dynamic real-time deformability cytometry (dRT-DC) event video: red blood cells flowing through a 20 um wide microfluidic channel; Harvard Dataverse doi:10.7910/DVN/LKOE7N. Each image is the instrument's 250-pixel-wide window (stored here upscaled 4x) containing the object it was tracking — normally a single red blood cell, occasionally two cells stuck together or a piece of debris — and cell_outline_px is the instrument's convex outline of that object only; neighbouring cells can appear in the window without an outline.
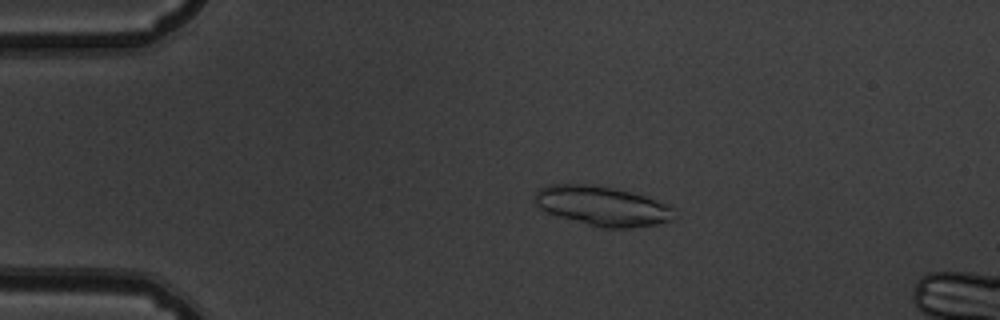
{"species": "common noctule bat (a hibernating species)", "species_latin": "Nyctalus noctula", "temperature_condition": "warm", "stored_images_in_passage": 46, "camera_frame_rate_fps": 3000, "um_per_image_px": 0.085, "animal": {"sex": "male", "body_mass_g": 19.5, "forearm_length_mm": 54.6}, "frame": {"image": 1, "passage_image": 5, "time_ms": 1.333, "image_size_px": [1000, 320], "cell_outline_px": [[672, 208], [668, 220], [656, 224], [632, 228], [600, 228], [544, 212], [532, 200], [536, 192], [540, 188], [552, 184], [588, 184], [616, 188], [648, 196], [668, 204]], "centroid_in_image_um": [51.13, 17.5], "position_along_channel_um": 33.9, "area_um2": 32.19}}
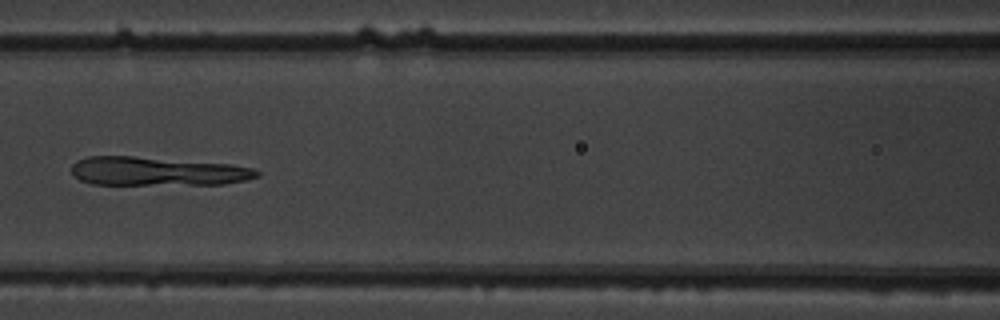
{"frame": {"image": 2, "passage_image": 18, "time_ms": 5.667, "image_size_px": [1000, 320], "cell_outline_px": [[260, 176], [244, 180], [224, 184], [92, 184], [80, 180], [72, 172], [72, 164], [76, 160], [88, 156], [132, 156], [232, 164], [252, 168], [260, 172]], "centroid_in_image_um": [13.36, 14.55], "position_along_channel_um": 153.2, "area_um2": 30.92}}
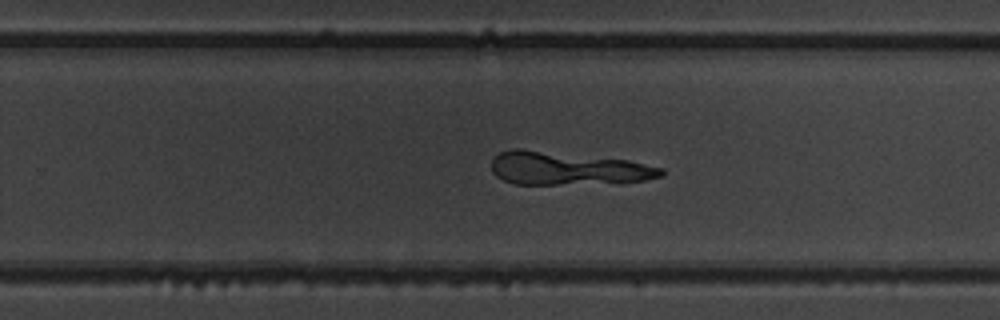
{"frame": {"image": 3, "passage_image": 28, "time_ms": 9.0, "image_size_px": [1000, 320], "cell_outline_px": [[664, 176], [644, 180], [620, 184], [512, 184], [496, 176], [492, 172], [492, 160], [500, 152], [508, 148], [520, 148], [628, 160], [664, 168]], "centroid_in_image_um": [48.28, 14.33], "position_along_channel_um": 281.5, "area_um2": 33.35}}